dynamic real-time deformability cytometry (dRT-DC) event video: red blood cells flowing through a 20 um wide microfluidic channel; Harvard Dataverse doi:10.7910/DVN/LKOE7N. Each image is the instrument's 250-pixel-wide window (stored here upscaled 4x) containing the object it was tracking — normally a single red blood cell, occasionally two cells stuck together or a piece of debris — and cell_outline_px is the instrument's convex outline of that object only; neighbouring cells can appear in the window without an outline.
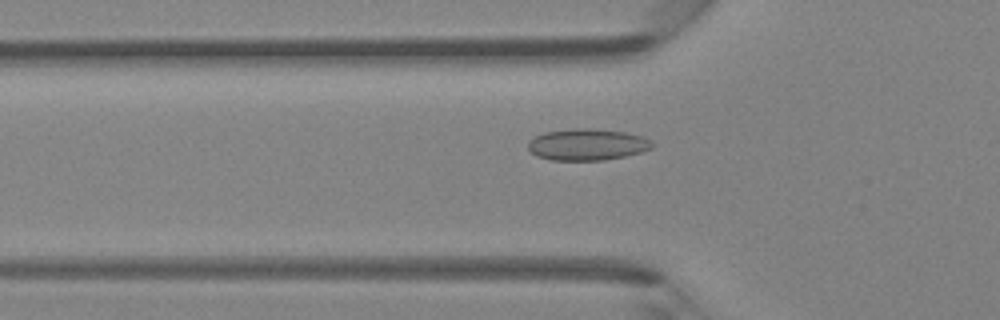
{"species": "Egyptian fruit bat (a non-hibernating species)", "species_latin": "Rousettus aegyptiacus", "temperature_condition": "room temperature", "stored_images_in_passage": 43, "camera_frame_rate_fps": 3000, "um_per_image_px": 0.085, "animal": {"sex": "female"}, "frame": {"image": 1, "passage_image": 12, "time_ms": 3.667, "image_size_px": [1000, 320], "cell_outline_px": [[656, 144], [652, 148], [640, 152], [624, 156], [604, 160], [552, 160], [536, 156], [528, 148], [528, 140], [544, 132], [576, 128], [588, 128], [624, 132], [644, 136], [652, 140]], "centroid_in_image_um": [49.94, 12.28], "position_along_channel_um": 75.9, "area_um2": 22.89}}
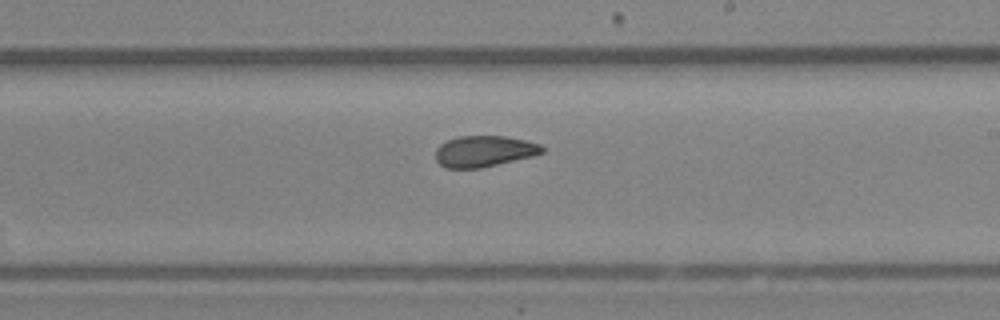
{"frame": {"image": 2, "passage_image": 24, "time_ms": 7.667, "image_size_px": [1000, 320], "cell_outline_px": [[544, 152], [532, 156], [480, 168], [444, 168], [436, 160], [436, 148], [440, 144], [456, 136], [504, 136], [524, 140], [540, 144], [544, 148]], "centroid_in_image_um": [41.12, 12.85], "position_along_channel_um": 247.9, "area_um2": 19.25}}
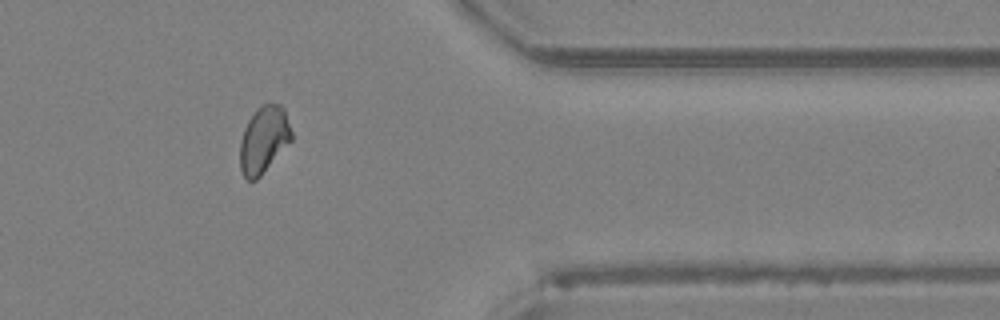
{"frame": {"image": 3, "passage_image": 35, "time_ms": 11.333, "image_size_px": [1000, 320], "cell_outline_px": [[292, 140], [260, 176], [256, 180], [248, 180], [244, 176], [240, 168], [240, 140], [244, 128], [248, 120], [256, 108], [264, 104], [280, 104], [284, 108], [292, 132]], "centroid_in_image_um": [22.41, 11.86], "position_along_channel_um": 389.0, "area_um2": 20.0}, "authors_computed_cell_mechanics": {"area_um2": 20.4034, "velocity_mm_per_s": 4.2951, "shape_relaxation_time_tau1_ms": null, "shape_relaxation_time_tau2_ms": 1.9174, "deformation_change_tau1": null, "deformation_change_tau2": 0.0547}}